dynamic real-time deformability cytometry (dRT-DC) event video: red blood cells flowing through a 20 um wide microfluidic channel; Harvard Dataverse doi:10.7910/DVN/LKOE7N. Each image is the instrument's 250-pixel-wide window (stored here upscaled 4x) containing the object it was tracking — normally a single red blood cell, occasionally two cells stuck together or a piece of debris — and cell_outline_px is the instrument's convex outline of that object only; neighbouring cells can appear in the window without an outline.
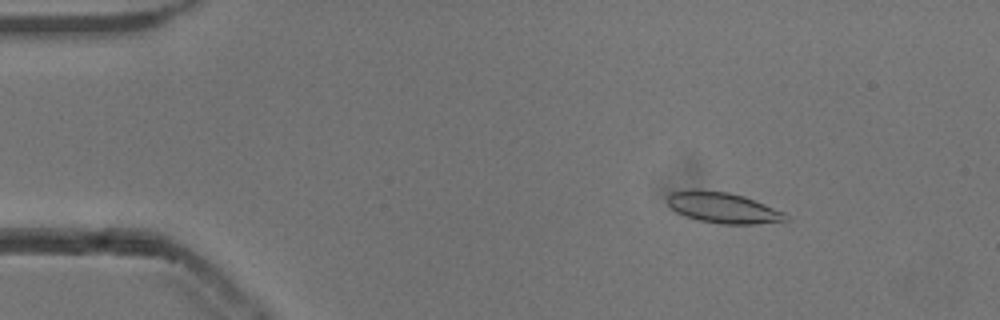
{"species": "common noctule bat (a hibernating species)", "species_latin": "Nyctalus noctula", "temperature_condition": "cold", "stored_images_in_passage": 54, "camera_frame_rate_fps": 3000, "um_per_image_px": 0.085, "animal": {"sex": "male", "body_mass_g": 13.3}, "frame": {"image": 1, "passage_image": 8, "time_ms": 2.333, "image_size_px": [1000, 320], "cell_outline_px": [[788, 220], [756, 224], [716, 224], [684, 216], [676, 212], [668, 204], [668, 196], [672, 192], [692, 188], [696, 188], [728, 192], [744, 196], [784, 212], [788, 216]], "centroid_in_image_um": [61.42, 17.64], "position_along_channel_um": 23.6, "area_um2": 21.33}}
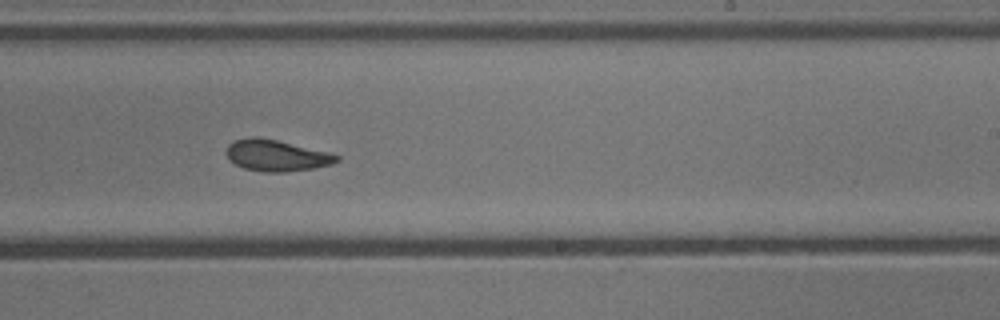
{"frame": {"image": 2, "passage_image": 33, "time_ms": 10.667, "image_size_px": [1000, 320], "cell_outline_px": [[340, 160], [332, 164], [312, 168], [288, 172], [264, 172], [244, 168], [236, 164], [228, 156], [228, 144], [232, 140], [252, 136], [256, 136], [276, 140], [328, 152], [340, 156]], "centroid_in_image_um": [23.51, 13.21], "position_along_channel_um": 265.5, "area_um2": 19.94}}
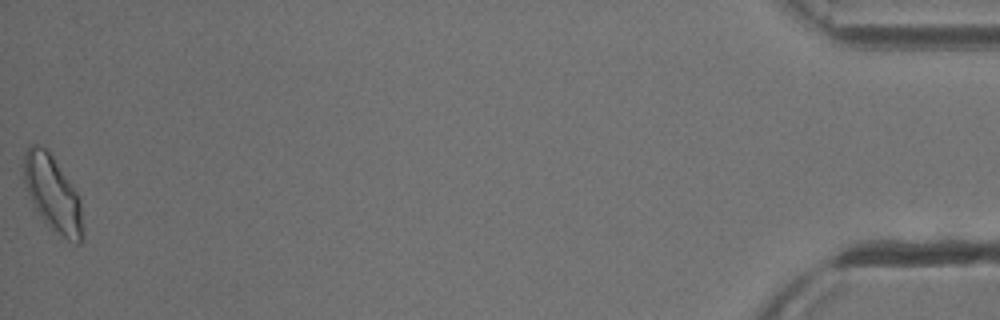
{"frame": {"image": 3, "passage_image": 54, "time_ms": 17.667, "image_size_px": [1000, 320], "cell_outline_px": [[84, 240], [80, 244], [76, 244], [68, 240], [52, 228], [40, 216], [32, 204], [24, 180], [24, 152], [28, 144], [36, 144], [44, 148], [52, 156], [76, 192], [80, 200], [84, 228]], "centroid_in_image_um": [4.5, 16.49], "position_along_channel_um": 430.7, "area_um2": 25.72}, "authors_computed_cell_mechanics": {"area_um2": 20.7502, "velocity_mm_per_s": 3.8301, "shape_relaxation_time_tau1_ms": 6.8029, "shape_relaxation_time_tau2_ms": 2.8658, "deformation_change_tau1": 0.1383, "deformation_change_tau2": 0.0757}}